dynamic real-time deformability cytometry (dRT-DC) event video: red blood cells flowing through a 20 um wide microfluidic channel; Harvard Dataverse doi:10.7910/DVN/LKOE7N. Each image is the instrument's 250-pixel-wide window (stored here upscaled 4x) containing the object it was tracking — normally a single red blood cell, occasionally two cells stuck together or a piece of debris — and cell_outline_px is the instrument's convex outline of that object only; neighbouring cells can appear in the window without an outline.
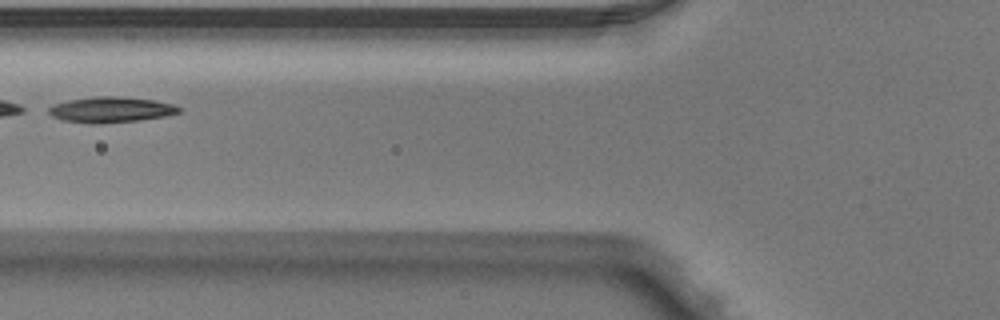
{"species": "Egyptian fruit bat (a non-hibernating species)", "species_latin": "Rousettus aegyptiacus", "temperature_condition": "warm", "stored_images_in_passage": 3, "camera_frame_rate_fps": 3000, "um_per_image_px": 0.085, "animal": {"sex": "male"}, "frame": {"image": 1, "passage_image": 2, "time_ms": 0.333, "image_size_px": [1000, 320], "cell_outline_px": [[180, 112], [168, 116], [140, 120], [64, 120], [52, 116], [48, 112], [48, 108], [52, 104], [68, 100], [96, 96], [116, 96], [152, 100], [172, 104], [180, 108]], "centroid_in_image_um": [9.46, 9.26], "position_along_channel_um": 116.3, "area_um2": 18.26}}